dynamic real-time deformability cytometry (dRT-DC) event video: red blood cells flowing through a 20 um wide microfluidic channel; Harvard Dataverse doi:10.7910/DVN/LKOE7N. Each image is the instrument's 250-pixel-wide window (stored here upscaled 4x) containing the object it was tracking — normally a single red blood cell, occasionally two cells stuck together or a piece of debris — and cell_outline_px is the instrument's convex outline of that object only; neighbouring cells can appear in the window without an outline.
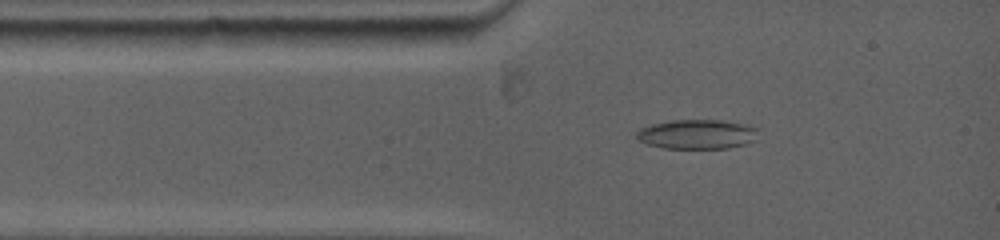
{"species": "common noctule bat (a hibernating species)", "species_latin": "Nyctalus noctula", "temperature_condition": "warm", "stored_images_in_passage": 53, "camera_frame_rate_fps": 5000, "um_per_image_px": 0.085, "animal": {"sex": "female", "body_mass_g": 19.0, "forearm_length_mm": 53.3}, "frame": {"image": 1, "passage_image": 3, "time_ms": 1.0, "image_size_px": [1000, 240], "cell_outline_px": [[760, 128], [756, 140], [744, 144], [728, 148], [664, 148], [648, 144], [640, 140], [636, 136], [636, 132], [640, 128], [652, 124], [672, 120], [720, 120], [744, 124]], "centroid_in_image_um": [59.29, 11.4], "position_along_channel_um": 25.7, "area_um2": 20.92}}
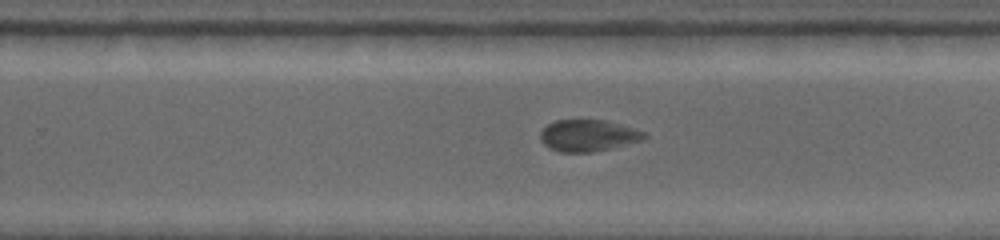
{"frame": {"image": 2, "passage_image": 18, "time_ms": 7.8, "image_size_px": [1000, 240], "cell_outline_px": [[648, 136], [644, 140], [612, 148], [592, 152], [560, 152], [548, 148], [540, 140], [540, 132], [548, 124], [556, 120], [604, 120], [636, 128], [644, 132]], "centroid_in_image_um": [50.01, 11.52], "position_along_channel_um": 279.8, "area_um2": 19.31}}
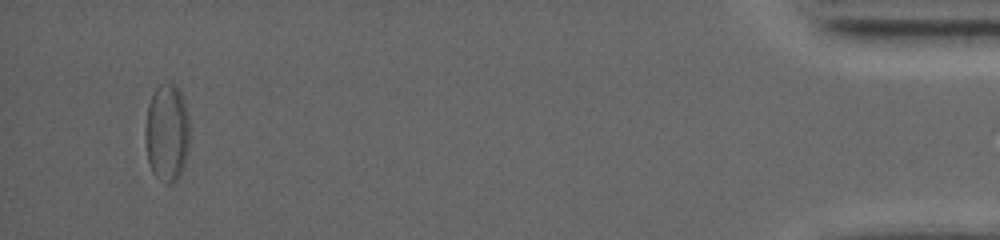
{"frame": {"image": 3, "passage_image": 46, "time_ms": 14.4, "image_size_px": [1000, 240], "cell_outline_px": [[188, 144], [184, 164], [180, 176], [176, 180], [168, 184], [152, 172], [148, 160], [144, 140], [144, 128], [148, 104], [152, 92], [160, 84], [172, 84], [180, 88], [184, 100], [188, 116]], "centroid_in_image_um": [14.16, 11.25], "position_along_channel_um": 421.0, "area_um2": 25.37}}